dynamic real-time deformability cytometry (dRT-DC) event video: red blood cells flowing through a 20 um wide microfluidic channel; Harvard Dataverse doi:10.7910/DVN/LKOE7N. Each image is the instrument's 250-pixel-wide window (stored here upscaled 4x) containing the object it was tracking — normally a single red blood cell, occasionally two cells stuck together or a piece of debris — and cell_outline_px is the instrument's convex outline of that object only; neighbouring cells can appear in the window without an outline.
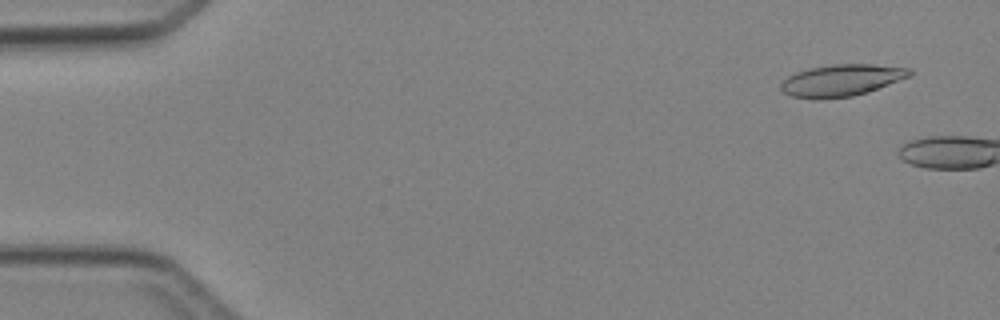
{"species": "Egyptian fruit bat (a non-hibernating species)", "species_latin": "Rousettus aegyptiacus", "temperature_condition": "cold", "stored_images_in_passage": 2, "camera_frame_rate_fps": 3000, "um_per_image_px": 0.085, "animal": {"sex": "female"}, "frame": {"image": 1, "passage_image": 1, "time_ms": 0.0, "image_size_px": [1000, 320], "cell_outline_px": [[912, 76], [852, 96], [820, 100], [792, 96], [784, 92], [780, 88], [780, 84], [788, 76], [796, 72], [808, 68], [832, 64], [872, 64], [912, 68]], "centroid_in_image_um": [71.52, 6.82], "position_along_channel_um": 13.5, "area_um2": 23.81}}